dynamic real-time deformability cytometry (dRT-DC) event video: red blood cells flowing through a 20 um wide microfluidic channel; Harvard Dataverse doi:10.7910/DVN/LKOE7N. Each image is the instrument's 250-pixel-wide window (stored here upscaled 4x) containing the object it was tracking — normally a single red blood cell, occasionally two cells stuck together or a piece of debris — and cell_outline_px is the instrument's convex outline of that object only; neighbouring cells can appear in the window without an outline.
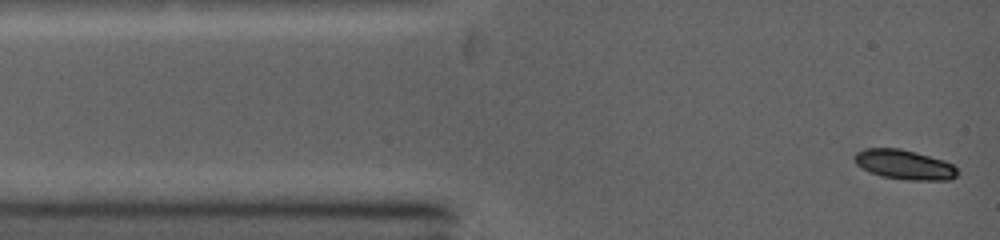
{"species": "common noctule bat (a hibernating species)", "species_latin": "Nyctalus noctula", "temperature_condition": "warm", "stored_images_in_passage": 7, "camera_frame_rate_fps": 5000, "um_per_image_px": 0.085, "animal": {"sex": "female", "body_mass_g": 19.0, "forearm_length_mm": 53.3}, "frame": {"image": 1, "passage_image": 1, "time_ms": 0.0, "image_size_px": [1000, 240], "cell_outline_px": [[956, 176], [952, 180], [908, 180], [880, 176], [856, 164], [852, 156], [856, 152], [864, 148], [900, 148], [916, 152], [944, 160], [952, 164], [956, 168]], "centroid_in_image_um": [76.86, 13.98], "position_along_channel_um": 8.1, "area_um2": 17.8}}
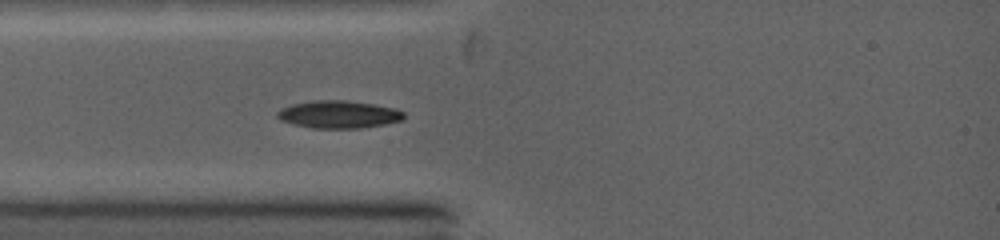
{"frame": {"image": 2, "passage_image": 7, "time_ms": 2.4, "image_size_px": [1000, 240], "cell_outline_px": [[404, 120], [384, 124], [360, 128], [312, 128], [292, 124], [280, 120], [276, 116], [276, 112], [280, 108], [292, 104], [316, 100], [348, 100], [396, 108], [404, 112]], "centroid_in_image_um": [28.77, 9.72], "position_along_channel_um": 56.2, "area_um2": 20.46}}